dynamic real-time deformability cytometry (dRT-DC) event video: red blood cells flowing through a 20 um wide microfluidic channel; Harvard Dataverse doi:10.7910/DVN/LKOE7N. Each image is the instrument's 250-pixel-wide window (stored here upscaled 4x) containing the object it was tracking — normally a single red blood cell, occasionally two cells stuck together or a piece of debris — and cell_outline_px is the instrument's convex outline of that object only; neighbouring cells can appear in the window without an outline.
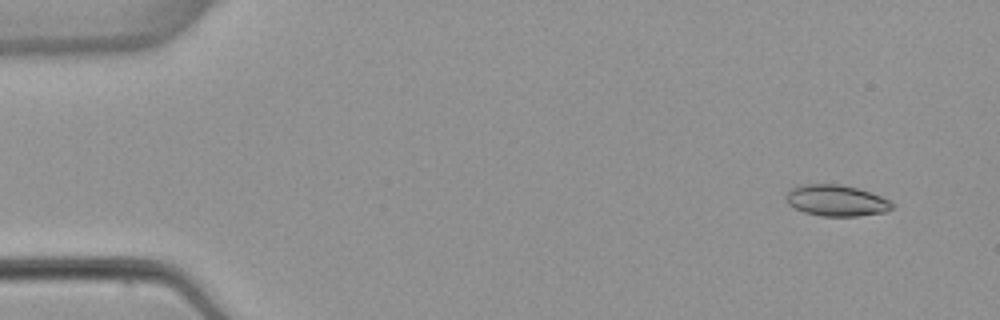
{"species": "common noctule bat (a hibernating species)", "species_latin": "Nyctalus noctula", "temperature_condition": "warm", "stored_images_in_passage": 4, "camera_frame_rate_fps": 3000, "um_per_image_px": 0.085, "animal": {"sex": "female", "body_mass_g": 22.7, "forearm_length_mm": 54.2}, "frame": {"image": 1, "passage_image": 1, "time_ms": 0.0, "image_size_px": [1000, 320], "cell_outline_px": [[896, 204], [892, 208], [884, 212], [856, 216], [820, 216], [804, 212], [788, 204], [784, 196], [792, 188], [808, 184], [840, 184], [856, 188], [880, 196]], "centroid_in_image_um": [71.08, 17.05], "position_along_channel_um": 13.9, "area_um2": 19.07}}